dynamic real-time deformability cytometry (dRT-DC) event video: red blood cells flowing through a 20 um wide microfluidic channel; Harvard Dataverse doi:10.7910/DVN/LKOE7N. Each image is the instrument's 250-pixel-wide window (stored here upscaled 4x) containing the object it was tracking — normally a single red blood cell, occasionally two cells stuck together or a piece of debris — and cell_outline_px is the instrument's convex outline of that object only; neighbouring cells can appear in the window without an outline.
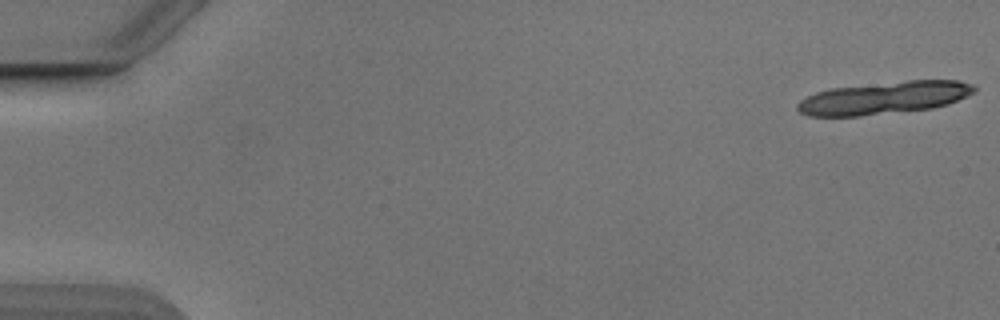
{"species": "Egyptian fruit bat (a non-hibernating species)", "species_latin": "Rousettus aegyptiacus", "temperature_condition": "cold", "stored_images_in_passage": 21, "segment_of_instrument_passage": [1, 2], "camera_frame_rate_fps": 3000, "um_per_image_px": 0.085, "animal": {"sex": "male"}, "frame": {"image": 1, "passage_image": 1, "time_ms": 0.0, "image_size_px": [1000, 320], "cell_outline_px": [[976, 92], [948, 104], [932, 108], [860, 116], [808, 116], [800, 112], [796, 108], [796, 104], [800, 100], [816, 92], [828, 88], [908, 80], [960, 80], [972, 84], [976, 88]], "centroid_in_image_um": [75.14, 8.31], "position_along_channel_um": 9.9, "area_um2": 33.64}}